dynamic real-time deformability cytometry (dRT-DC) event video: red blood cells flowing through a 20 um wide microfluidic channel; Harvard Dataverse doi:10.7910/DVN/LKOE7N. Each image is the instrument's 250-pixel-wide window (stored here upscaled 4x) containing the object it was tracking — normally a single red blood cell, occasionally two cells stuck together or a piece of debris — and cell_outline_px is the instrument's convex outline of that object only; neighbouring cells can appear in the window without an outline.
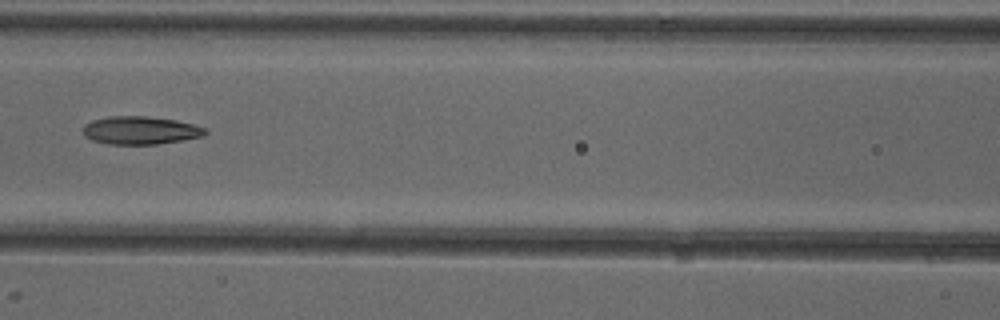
{"species": "common noctule bat (a hibernating species)", "species_latin": "Nyctalus noctula", "temperature_condition": "cold", "stored_images_in_passage": 5, "camera_frame_rate_fps": 3000, "um_per_image_px": 0.085, "animal": {"sex": "female"}, "frame": {"image": 1, "passage_image": 5, "time_ms": 5.667, "image_size_px": [1000, 320], "cell_outline_px": [[208, 132], [200, 136], [184, 140], [156, 144], [108, 144], [92, 140], [84, 136], [84, 124], [92, 120], [108, 116], [144, 116], [176, 120], [192, 124], [204, 128]], "centroid_in_image_um": [11.89, 11.08], "position_along_channel_um": 154.7, "area_um2": 19.83}}